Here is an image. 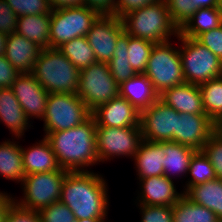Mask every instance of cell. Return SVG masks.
Returning a JSON list of instances; mask_svg holds the SVG:
<instances>
[{
	"label": "cell",
	"instance_id": "obj_32",
	"mask_svg": "<svg viewBox=\"0 0 222 222\" xmlns=\"http://www.w3.org/2000/svg\"><path fill=\"white\" fill-rule=\"evenodd\" d=\"M58 50L79 70L96 62L94 51L86 36L74 38L64 43Z\"/></svg>",
	"mask_w": 222,
	"mask_h": 222
},
{
	"label": "cell",
	"instance_id": "obj_16",
	"mask_svg": "<svg viewBox=\"0 0 222 222\" xmlns=\"http://www.w3.org/2000/svg\"><path fill=\"white\" fill-rule=\"evenodd\" d=\"M96 127L140 126V112L124 97L117 96L92 111Z\"/></svg>",
	"mask_w": 222,
	"mask_h": 222
},
{
	"label": "cell",
	"instance_id": "obj_6",
	"mask_svg": "<svg viewBox=\"0 0 222 222\" xmlns=\"http://www.w3.org/2000/svg\"><path fill=\"white\" fill-rule=\"evenodd\" d=\"M92 116L85 102L76 93H50L44 121L46 137L49 133L68 130L84 123Z\"/></svg>",
	"mask_w": 222,
	"mask_h": 222
},
{
	"label": "cell",
	"instance_id": "obj_27",
	"mask_svg": "<svg viewBox=\"0 0 222 222\" xmlns=\"http://www.w3.org/2000/svg\"><path fill=\"white\" fill-rule=\"evenodd\" d=\"M16 142L14 139L13 141L7 139L0 144V175L22 184L26 174L23 168L21 146Z\"/></svg>",
	"mask_w": 222,
	"mask_h": 222
},
{
	"label": "cell",
	"instance_id": "obj_5",
	"mask_svg": "<svg viewBox=\"0 0 222 222\" xmlns=\"http://www.w3.org/2000/svg\"><path fill=\"white\" fill-rule=\"evenodd\" d=\"M181 41L179 54L186 83L200 85L222 76V61L195 38L176 37Z\"/></svg>",
	"mask_w": 222,
	"mask_h": 222
},
{
	"label": "cell",
	"instance_id": "obj_8",
	"mask_svg": "<svg viewBox=\"0 0 222 222\" xmlns=\"http://www.w3.org/2000/svg\"><path fill=\"white\" fill-rule=\"evenodd\" d=\"M170 42L154 45L144 71L158 94L185 82L179 47Z\"/></svg>",
	"mask_w": 222,
	"mask_h": 222
},
{
	"label": "cell",
	"instance_id": "obj_25",
	"mask_svg": "<svg viewBox=\"0 0 222 222\" xmlns=\"http://www.w3.org/2000/svg\"><path fill=\"white\" fill-rule=\"evenodd\" d=\"M162 152L165 154L164 176L172 180L175 175L181 177L180 174L184 176L188 173L191 157L196 150L174 141H162Z\"/></svg>",
	"mask_w": 222,
	"mask_h": 222
},
{
	"label": "cell",
	"instance_id": "obj_18",
	"mask_svg": "<svg viewBox=\"0 0 222 222\" xmlns=\"http://www.w3.org/2000/svg\"><path fill=\"white\" fill-rule=\"evenodd\" d=\"M159 100L179 113L206 114L198 85H176L159 94Z\"/></svg>",
	"mask_w": 222,
	"mask_h": 222
},
{
	"label": "cell",
	"instance_id": "obj_30",
	"mask_svg": "<svg viewBox=\"0 0 222 222\" xmlns=\"http://www.w3.org/2000/svg\"><path fill=\"white\" fill-rule=\"evenodd\" d=\"M174 222H218L216 214L183 195L173 206Z\"/></svg>",
	"mask_w": 222,
	"mask_h": 222
},
{
	"label": "cell",
	"instance_id": "obj_28",
	"mask_svg": "<svg viewBox=\"0 0 222 222\" xmlns=\"http://www.w3.org/2000/svg\"><path fill=\"white\" fill-rule=\"evenodd\" d=\"M222 25L220 7L198 8L187 22L179 29V34L196 38L198 35L208 32Z\"/></svg>",
	"mask_w": 222,
	"mask_h": 222
},
{
	"label": "cell",
	"instance_id": "obj_36",
	"mask_svg": "<svg viewBox=\"0 0 222 222\" xmlns=\"http://www.w3.org/2000/svg\"><path fill=\"white\" fill-rule=\"evenodd\" d=\"M173 23L180 29L197 10L192 0H164Z\"/></svg>",
	"mask_w": 222,
	"mask_h": 222
},
{
	"label": "cell",
	"instance_id": "obj_10",
	"mask_svg": "<svg viewBox=\"0 0 222 222\" xmlns=\"http://www.w3.org/2000/svg\"><path fill=\"white\" fill-rule=\"evenodd\" d=\"M67 172L60 168L57 171L26 175L21 184L23 198L14 199V202L22 208L36 211L59 202Z\"/></svg>",
	"mask_w": 222,
	"mask_h": 222
},
{
	"label": "cell",
	"instance_id": "obj_13",
	"mask_svg": "<svg viewBox=\"0 0 222 222\" xmlns=\"http://www.w3.org/2000/svg\"><path fill=\"white\" fill-rule=\"evenodd\" d=\"M124 31L122 21L114 15H100L87 33V40L97 62L108 63L116 49L118 36Z\"/></svg>",
	"mask_w": 222,
	"mask_h": 222
},
{
	"label": "cell",
	"instance_id": "obj_43",
	"mask_svg": "<svg viewBox=\"0 0 222 222\" xmlns=\"http://www.w3.org/2000/svg\"><path fill=\"white\" fill-rule=\"evenodd\" d=\"M19 75L20 73L6 59L5 55L0 56V88H11Z\"/></svg>",
	"mask_w": 222,
	"mask_h": 222
},
{
	"label": "cell",
	"instance_id": "obj_49",
	"mask_svg": "<svg viewBox=\"0 0 222 222\" xmlns=\"http://www.w3.org/2000/svg\"><path fill=\"white\" fill-rule=\"evenodd\" d=\"M7 37L8 35L0 32V56L5 55Z\"/></svg>",
	"mask_w": 222,
	"mask_h": 222
},
{
	"label": "cell",
	"instance_id": "obj_48",
	"mask_svg": "<svg viewBox=\"0 0 222 222\" xmlns=\"http://www.w3.org/2000/svg\"><path fill=\"white\" fill-rule=\"evenodd\" d=\"M193 5L198 8L219 7L220 0H192Z\"/></svg>",
	"mask_w": 222,
	"mask_h": 222
},
{
	"label": "cell",
	"instance_id": "obj_3",
	"mask_svg": "<svg viewBox=\"0 0 222 222\" xmlns=\"http://www.w3.org/2000/svg\"><path fill=\"white\" fill-rule=\"evenodd\" d=\"M124 31L136 38L145 39L155 44L163 43L179 34L173 23L164 0L132 10L121 18Z\"/></svg>",
	"mask_w": 222,
	"mask_h": 222
},
{
	"label": "cell",
	"instance_id": "obj_15",
	"mask_svg": "<svg viewBox=\"0 0 222 222\" xmlns=\"http://www.w3.org/2000/svg\"><path fill=\"white\" fill-rule=\"evenodd\" d=\"M216 131V124L206 114L179 113L176 143L202 151L204 144Z\"/></svg>",
	"mask_w": 222,
	"mask_h": 222
},
{
	"label": "cell",
	"instance_id": "obj_19",
	"mask_svg": "<svg viewBox=\"0 0 222 222\" xmlns=\"http://www.w3.org/2000/svg\"><path fill=\"white\" fill-rule=\"evenodd\" d=\"M41 50L15 32L7 37L5 57L19 73H31Z\"/></svg>",
	"mask_w": 222,
	"mask_h": 222
},
{
	"label": "cell",
	"instance_id": "obj_41",
	"mask_svg": "<svg viewBox=\"0 0 222 222\" xmlns=\"http://www.w3.org/2000/svg\"><path fill=\"white\" fill-rule=\"evenodd\" d=\"M222 61V25L195 38Z\"/></svg>",
	"mask_w": 222,
	"mask_h": 222
},
{
	"label": "cell",
	"instance_id": "obj_11",
	"mask_svg": "<svg viewBox=\"0 0 222 222\" xmlns=\"http://www.w3.org/2000/svg\"><path fill=\"white\" fill-rule=\"evenodd\" d=\"M143 138L141 127H96L97 156L99 163L114 157L136 154Z\"/></svg>",
	"mask_w": 222,
	"mask_h": 222
},
{
	"label": "cell",
	"instance_id": "obj_17",
	"mask_svg": "<svg viewBox=\"0 0 222 222\" xmlns=\"http://www.w3.org/2000/svg\"><path fill=\"white\" fill-rule=\"evenodd\" d=\"M140 194H138V205L149 206H174L184 195L176 191L173 180L166 176H154L139 179Z\"/></svg>",
	"mask_w": 222,
	"mask_h": 222
},
{
	"label": "cell",
	"instance_id": "obj_33",
	"mask_svg": "<svg viewBox=\"0 0 222 222\" xmlns=\"http://www.w3.org/2000/svg\"><path fill=\"white\" fill-rule=\"evenodd\" d=\"M187 174H190L192 178H188V183L185 182L186 185L183 187V193L194 185L203 184L217 179L215 169L203 151H196L191 157Z\"/></svg>",
	"mask_w": 222,
	"mask_h": 222
},
{
	"label": "cell",
	"instance_id": "obj_37",
	"mask_svg": "<svg viewBox=\"0 0 222 222\" xmlns=\"http://www.w3.org/2000/svg\"><path fill=\"white\" fill-rule=\"evenodd\" d=\"M202 151L215 169L217 179L222 180V135L217 130L209 137Z\"/></svg>",
	"mask_w": 222,
	"mask_h": 222
},
{
	"label": "cell",
	"instance_id": "obj_24",
	"mask_svg": "<svg viewBox=\"0 0 222 222\" xmlns=\"http://www.w3.org/2000/svg\"><path fill=\"white\" fill-rule=\"evenodd\" d=\"M51 13L18 17L16 33L32 41L39 48H50Z\"/></svg>",
	"mask_w": 222,
	"mask_h": 222
},
{
	"label": "cell",
	"instance_id": "obj_39",
	"mask_svg": "<svg viewBox=\"0 0 222 222\" xmlns=\"http://www.w3.org/2000/svg\"><path fill=\"white\" fill-rule=\"evenodd\" d=\"M140 207V222H174L172 206H149L138 205Z\"/></svg>",
	"mask_w": 222,
	"mask_h": 222
},
{
	"label": "cell",
	"instance_id": "obj_29",
	"mask_svg": "<svg viewBox=\"0 0 222 222\" xmlns=\"http://www.w3.org/2000/svg\"><path fill=\"white\" fill-rule=\"evenodd\" d=\"M128 42L129 35L123 31L117 38L116 49L108 62L111 75L119 85L137 74L129 63Z\"/></svg>",
	"mask_w": 222,
	"mask_h": 222
},
{
	"label": "cell",
	"instance_id": "obj_1",
	"mask_svg": "<svg viewBox=\"0 0 222 222\" xmlns=\"http://www.w3.org/2000/svg\"><path fill=\"white\" fill-rule=\"evenodd\" d=\"M103 175L91 171L67 172L62 183L60 202L74 214L76 220L106 219L109 196Z\"/></svg>",
	"mask_w": 222,
	"mask_h": 222
},
{
	"label": "cell",
	"instance_id": "obj_4",
	"mask_svg": "<svg viewBox=\"0 0 222 222\" xmlns=\"http://www.w3.org/2000/svg\"><path fill=\"white\" fill-rule=\"evenodd\" d=\"M31 74L50 93H76L80 70L58 49L41 50Z\"/></svg>",
	"mask_w": 222,
	"mask_h": 222
},
{
	"label": "cell",
	"instance_id": "obj_44",
	"mask_svg": "<svg viewBox=\"0 0 222 222\" xmlns=\"http://www.w3.org/2000/svg\"><path fill=\"white\" fill-rule=\"evenodd\" d=\"M160 0H116L114 16L121 18L125 14Z\"/></svg>",
	"mask_w": 222,
	"mask_h": 222
},
{
	"label": "cell",
	"instance_id": "obj_51",
	"mask_svg": "<svg viewBox=\"0 0 222 222\" xmlns=\"http://www.w3.org/2000/svg\"><path fill=\"white\" fill-rule=\"evenodd\" d=\"M216 130L222 135V119L216 124Z\"/></svg>",
	"mask_w": 222,
	"mask_h": 222
},
{
	"label": "cell",
	"instance_id": "obj_9",
	"mask_svg": "<svg viewBox=\"0 0 222 222\" xmlns=\"http://www.w3.org/2000/svg\"><path fill=\"white\" fill-rule=\"evenodd\" d=\"M119 84L111 75L108 63L94 62L80 70L76 94L92 112L119 96Z\"/></svg>",
	"mask_w": 222,
	"mask_h": 222
},
{
	"label": "cell",
	"instance_id": "obj_52",
	"mask_svg": "<svg viewBox=\"0 0 222 222\" xmlns=\"http://www.w3.org/2000/svg\"><path fill=\"white\" fill-rule=\"evenodd\" d=\"M219 7H220L221 14H222V0H220V5H219Z\"/></svg>",
	"mask_w": 222,
	"mask_h": 222
},
{
	"label": "cell",
	"instance_id": "obj_42",
	"mask_svg": "<svg viewBox=\"0 0 222 222\" xmlns=\"http://www.w3.org/2000/svg\"><path fill=\"white\" fill-rule=\"evenodd\" d=\"M18 16L5 0H0V32L11 35L16 32Z\"/></svg>",
	"mask_w": 222,
	"mask_h": 222
},
{
	"label": "cell",
	"instance_id": "obj_20",
	"mask_svg": "<svg viewBox=\"0 0 222 222\" xmlns=\"http://www.w3.org/2000/svg\"><path fill=\"white\" fill-rule=\"evenodd\" d=\"M0 122L4 123L17 139L22 138L24 131L33 126L29 124L30 121L11 88H0Z\"/></svg>",
	"mask_w": 222,
	"mask_h": 222
},
{
	"label": "cell",
	"instance_id": "obj_14",
	"mask_svg": "<svg viewBox=\"0 0 222 222\" xmlns=\"http://www.w3.org/2000/svg\"><path fill=\"white\" fill-rule=\"evenodd\" d=\"M28 119L44 117L49 93L31 73H20L11 86Z\"/></svg>",
	"mask_w": 222,
	"mask_h": 222
},
{
	"label": "cell",
	"instance_id": "obj_7",
	"mask_svg": "<svg viewBox=\"0 0 222 222\" xmlns=\"http://www.w3.org/2000/svg\"><path fill=\"white\" fill-rule=\"evenodd\" d=\"M100 14L87 6L52 9L50 23V48L58 49L77 37L87 36Z\"/></svg>",
	"mask_w": 222,
	"mask_h": 222
},
{
	"label": "cell",
	"instance_id": "obj_2",
	"mask_svg": "<svg viewBox=\"0 0 222 222\" xmlns=\"http://www.w3.org/2000/svg\"><path fill=\"white\" fill-rule=\"evenodd\" d=\"M96 126L95 119L91 116L78 126L52 132L45 137L62 169L68 172L88 171L87 167L99 164Z\"/></svg>",
	"mask_w": 222,
	"mask_h": 222
},
{
	"label": "cell",
	"instance_id": "obj_26",
	"mask_svg": "<svg viewBox=\"0 0 222 222\" xmlns=\"http://www.w3.org/2000/svg\"><path fill=\"white\" fill-rule=\"evenodd\" d=\"M184 195L192 202L212 210L222 220V180L215 179L190 187Z\"/></svg>",
	"mask_w": 222,
	"mask_h": 222
},
{
	"label": "cell",
	"instance_id": "obj_12",
	"mask_svg": "<svg viewBox=\"0 0 222 222\" xmlns=\"http://www.w3.org/2000/svg\"><path fill=\"white\" fill-rule=\"evenodd\" d=\"M177 118L178 112L158 99L140 112L142 138L152 142H176Z\"/></svg>",
	"mask_w": 222,
	"mask_h": 222
},
{
	"label": "cell",
	"instance_id": "obj_23",
	"mask_svg": "<svg viewBox=\"0 0 222 222\" xmlns=\"http://www.w3.org/2000/svg\"><path fill=\"white\" fill-rule=\"evenodd\" d=\"M164 156L162 142L142 140L133 157L138 179L164 175Z\"/></svg>",
	"mask_w": 222,
	"mask_h": 222
},
{
	"label": "cell",
	"instance_id": "obj_35",
	"mask_svg": "<svg viewBox=\"0 0 222 222\" xmlns=\"http://www.w3.org/2000/svg\"><path fill=\"white\" fill-rule=\"evenodd\" d=\"M17 16L38 15L52 12L48 0H5Z\"/></svg>",
	"mask_w": 222,
	"mask_h": 222
},
{
	"label": "cell",
	"instance_id": "obj_34",
	"mask_svg": "<svg viewBox=\"0 0 222 222\" xmlns=\"http://www.w3.org/2000/svg\"><path fill=\"white\" fill-rule=\"evenodd\" d=\"M154 45L151 41L129 36V63L136 73H144Z\"/></svg>",
	"mask_w": 222,
	"mask_h": 222
},
{
	"label": "cell",
	"instance_id": "obj_45",
	"mask_svg": "<svg viewBox=\"0 0 222 222\" xmlns=\"http://www.w3.org/2000/svg\"><path fill=\"white\" fill-rule=\"evenodd\" d=\"M84 6L98 12L100 15H114L116 0H84Z\"/></svg>",
	"mask_w": 222,
	"mask_h": 222
},
{
	"label": "cell",
	"instance_id": "obj_47",
	"mask_svg": "<svg viewBox=\"0 0 222 222\" xmlns=\"http://www.w3.org/2000/svg\"><path fill=\"white\" fill-rule=\"evenodd\" d=\"M52 9L84 5V0H48Z\"/></svg>",
	"mask_w": 222,
	"mask_h": 222
},
{
	"label": "cell",
	"instance_id": "obj_40",
	"mask_svg": "<svg viewBox=\"0 0 222 222\" xmlns=\"http://www.w3.org/2000/svg\"><path fill=\"white\" fill-rule=\"evenodd\" d=\"M2 222H41V218L38 211L22 208L13 201Z\"/></svg>",
	"mask_w": 222,
	"mask_h": 222
},
{
	"label": "cell",
	"instance_id": "obj_21",
	"mask_svg": "<svg viewBox=\"0 0 222 222\" xmlns=\"http://www.w3.org/2000/svg\"><path fill=\"white\" fill-rule=\"evenodd\" d=\"M119 95L126 98L139 112L159 99V94L144 73H137L119 85Z\"/></svg>",
	"mask_w": 222,
	"mask_h": 222
},
{
	"label": "cell",
	"instance_id": "obj_22",
	"mask_svg": "<svg viewBox=\"0 0 222 222\" xmlns=\"http://www.w3.org/2000/svg\"><path fill=\"white\" fill-rule=\"evenodd\" d=\"M23 168L26 175L57 171L59 166L49 141L44 137L29 148H22Z\"/></svg>",
	"mask_w": 222,
	"mask_h": 222
},
{
	"label": "cell",
	"instance_id": "obj_50",
	"mask_svg": "<svg viewBox=\"0 0 222 222\" xmlns=\"http://www.w3.org/2000/svg\"><path fill=\"white\" fill-rule=\"evenodd\" d=\"M107 219H101V218H89V219H81L76 220V222H106Z\"/></svg>",
	"mask_w": 222,
	"mask_h": 222
},
{
	"label": "cell",
	"instance_id": "obj_38",
	"mask_svg": "<svg viewBox=\"0 0 222 222\" xmlns=\"http://www.w3.org/2000/svg\"><path fill=\"white\" fill-rule=\"evenodd\" d=\"M41 222H76L73 212L62 202H54L38 211Z\"/></svg>",
	"mask_w": 222,
	"mask_h": 222
},
{
	"label": "cell",
	"instance_id": "obj_46",
	"mask_svg": "<svg viewBox=\"0 0 222 222\" xmlns=\"http://www.w3.org/2000/svg\"><path fill=\"white\" fill-rule=\"evenodd\" d=\"M13 201L14 198L12 197V195H9L8 193L2 191L0 192V222L3 221L4 216Z\"/></svg>",
	"mask_w": 222,
	"mask_h": 222
},
{
	"label": "cell",
	"instance_id": "obj_31",
	"mask_svg": "<svg viewBox=\"0 0 222 222\" xmlns=\"http://www.w3.org/2000/svg\"><path fill=\"white\" fill-rule=\"evenodd\" d=\"M206 115L217 124L222 119V76L198 85Z\"/></svg>",
	"mask_w": 222,
	"mask_h": 222
}]
</instances>
